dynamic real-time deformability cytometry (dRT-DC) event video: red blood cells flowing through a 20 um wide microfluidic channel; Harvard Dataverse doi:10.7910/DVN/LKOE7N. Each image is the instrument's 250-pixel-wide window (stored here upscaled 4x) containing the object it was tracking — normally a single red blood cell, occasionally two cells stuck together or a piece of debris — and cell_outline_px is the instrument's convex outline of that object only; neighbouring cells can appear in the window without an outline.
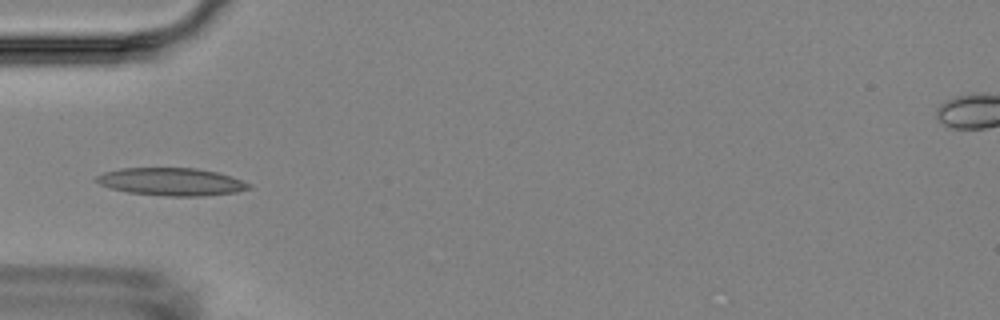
{"species": "Egyptian fruit bat (a non-hibernating species)", "species_latin": "Rousettus aegyptiacus", "temperature_condition": "room temperature", "stored_images_in_passage": 7, "camera_frame_rate_fps": 3000, "um_per_image_px": 0.085, "animal": {"sex": "female"}, "frame": {"image": 1, "passage_image": 4, "time_ms": 3.667, "image_size_px": [1000, 320], "cell_outline_px": [[252, 188], [236, 192], [204, 196], [164, 196], [128, 192], [112, 188], [100, 184], [92, 180], [96, 176], [104, 172], [120, 168], [196, 168], [216, 172], [252, 184]], "centroid_in_image_um": [14.54, 15.45], "position_along_channel_um": 70.5, "area_um2": 24.57}}
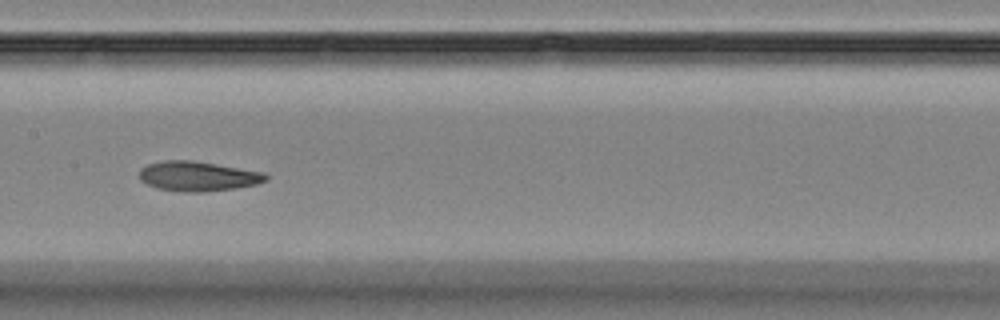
{"frame": {"image": 2, "passage_image": 7, "time_ms": 7.0, "image_size_px": [1000, 320], "cell_outline_px": [[268, 180], [256, 184], [232, 188], [204, 192], [180, 192], [156, 188], [140, 180], [140, 168], [148, 164], [164, 160], [192, 160], [264, 172], [268, 176]], "centroid_in_image_um": [16.8, 14.98], "position_along_channel_um": 190.6, "area_um2": 21.91}}